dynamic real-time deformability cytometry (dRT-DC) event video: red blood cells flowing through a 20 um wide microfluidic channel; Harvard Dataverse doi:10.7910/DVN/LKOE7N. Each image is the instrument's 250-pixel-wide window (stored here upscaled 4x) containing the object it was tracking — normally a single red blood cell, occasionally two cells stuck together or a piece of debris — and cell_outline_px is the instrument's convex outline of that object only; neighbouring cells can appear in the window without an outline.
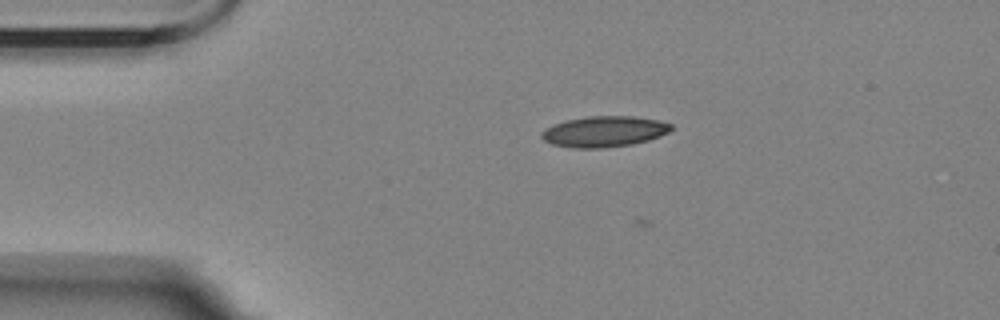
{"species": "Egyptian fruit bat (a non-hibernating species)", "species_latin": "Rousettus aegyptiacus", "temperature_condition": "room temperature", "stored_images_in_passage": 4, "camera_frame_rate_fps": 3000, "um_per_image_px": 0.085, "animal": {"sex": "female"}, "frame": {"image": 1, "passage_image": 2, "time_ms": 1.333, "image_size_px": [1000, 320], "cell_outline_px": [[672, 128], [668, 132], [660, 136], [648, 140], [632, 144], [600, 148], [572, 148], [552, 144], [544, 140], [540, 136], [540, 132], [556, 124], [568, 120], [588, 116], [632, 116], [660, 120], [672, 124]], "centroid_in_image_um": [51.37, 11.18], "position_along_channel_um": 33.6, "area_um2": 23.12}}